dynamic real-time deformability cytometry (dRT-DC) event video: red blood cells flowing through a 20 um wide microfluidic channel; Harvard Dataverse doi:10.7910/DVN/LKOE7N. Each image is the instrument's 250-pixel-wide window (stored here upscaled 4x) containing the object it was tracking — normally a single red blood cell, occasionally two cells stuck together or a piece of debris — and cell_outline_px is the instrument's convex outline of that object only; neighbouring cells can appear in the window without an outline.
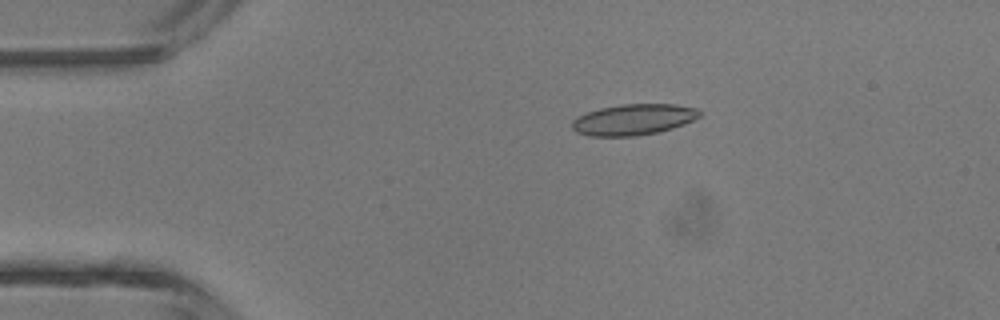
{"species": "common noctule bat (a hibernating species)", "species_latin": "Nyctalus noctula", "temperature_condition": "room temperature", "stored_images_in_passage": 4, "camera_frame_rate_fps": 3000, "um_per_image_px": 0.085, "animal": {"sex": "male", "body_mass_g": 13.3}, "frame": {"image": 1, "passage_image": 3, "time_ms": 0.667, "image_size_px": [1000, 320], "cell_outline_px": [[700, 116], [684, 124], [672, 128], [656, 132], [636, 136], [588, 136], [576, 132], [572, 128], [572, 120], [576, 116], [600, 108], [620, 104], [676, 104], [696, 108], [700, 112]], "centroid_in_image_um": [53.81, 10.16], "position_along_channel_um": 31.2, "area_um2": 23.0}}